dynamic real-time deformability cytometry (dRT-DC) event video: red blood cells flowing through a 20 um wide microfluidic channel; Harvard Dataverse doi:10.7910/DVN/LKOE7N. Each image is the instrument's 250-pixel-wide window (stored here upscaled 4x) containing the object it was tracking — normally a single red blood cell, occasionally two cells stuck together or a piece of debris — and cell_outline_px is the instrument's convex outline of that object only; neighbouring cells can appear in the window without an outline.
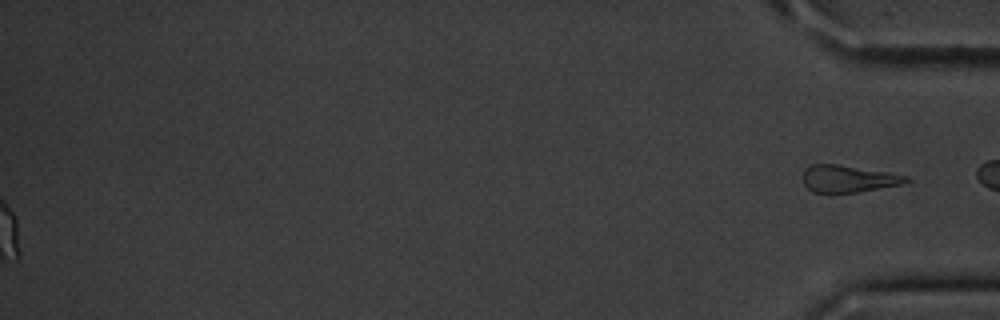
{"species": "common noctule bat (a hibernating species)", "species_latin": "Nyctalus noctula", "temperature_condition": "cold", "stored_images_in_passage": 58, "segment_of_instrument_passage": [2, 2], "camera_frame_rate_fps": 3000, "um_per_image_px": 0.085, "animal": {"sex": "male", "body_mass_g": 20.1, "forearm_length_mm": 53.5}, "frame": {"image": 1, "passage_image": 58, "time_ms": 19.0, "image_size_px": [1000, 320], "cell_outline_px": [[912, 180], [900, 184], [856, 192], [812, 192], [804, 184], [804, 172], [812, 164], [836, 164], [912, 176]], "centroid_in_image_um": [72.14, 15.19], "position_along_channel_um": 363.1, "area_um2": 15.95}}